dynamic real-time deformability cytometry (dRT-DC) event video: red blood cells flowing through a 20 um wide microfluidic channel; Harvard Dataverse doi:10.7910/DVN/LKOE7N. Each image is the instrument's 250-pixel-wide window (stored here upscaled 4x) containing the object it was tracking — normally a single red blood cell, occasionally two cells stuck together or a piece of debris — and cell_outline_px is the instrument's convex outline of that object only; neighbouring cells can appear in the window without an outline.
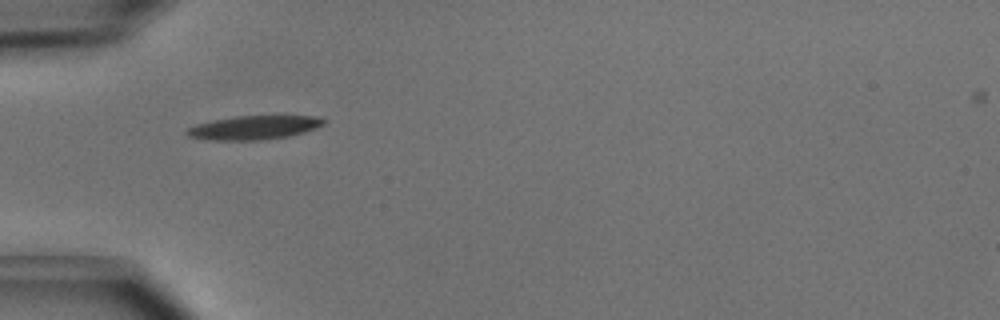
{"species": "common noctule bat (a hibernating species)", "species_latin": "Nyctalus noctula", "temperature_condition": "cold", "stored_images_in_passage": 3, "camera_frame_rate_fps": 3000, "um_per_image_px": 0.085, "animal": {"sex": "male", "body_mass_g": 15.6}, "frame": {"image": 1, "passage_image": 1, "time_ms": 0.0, "image_size_px": [1000, 320], "cell_outline_px": [[328, 120], [324, 124], [316, 128], [304, 132], [288, 136], [260, 140], [212, 140], [188, 136], [184, 132], [188, 128], [196, 124], [212, 120], [236, 116], [320, 116]], "centroid_in_image_um": [21.61, 10.83], "position_along_channel_um": 63.4, "area_um2": 19.02}}
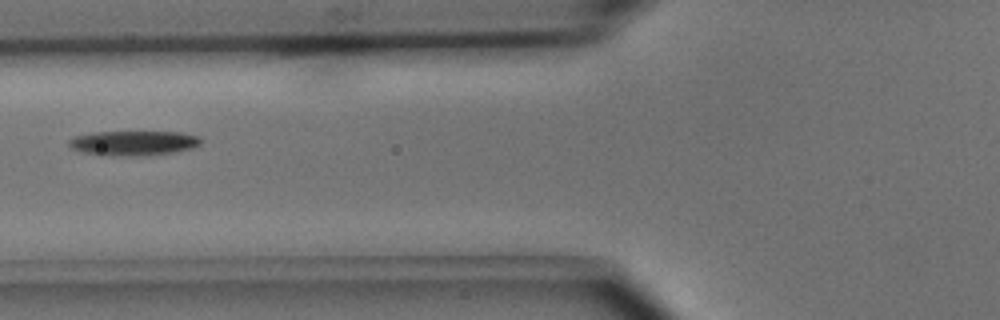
{"frame": {"image": 2, "passage_image": 2, "time_ms": 0.333, "image_size_px": [1000, 320], "cell_outline_px": [[200, 144], [192, 148], [172, 152], [112, 156], [80, 152], [72, 148], [68, 144], [68, 140], [76, 136], [92, 132], [180, 132], [200, 136]], "centroid_in_image_um": [11.3, 12.14], "position_along_channel_um": 114.5, "area_um2": 18.61}}
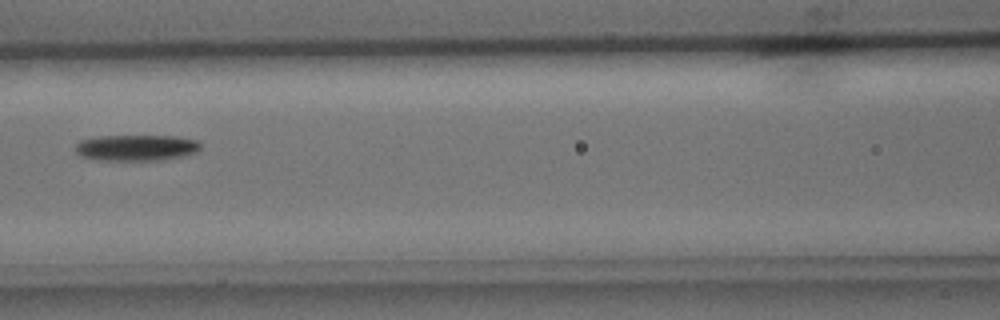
{"frame": {"image": 3, "passage_image": 3, "time_ms": 0.667, "image_size_px": [1000, 320], "cell_outline_px": [[200, 152], [184, 156], [160, 160], [100, 160], [80, 156], [76, 152], [76, 144], [80, 140], [96, 136], [176, 136], [196, 140], [200, 144]], "centroid_in_image_um": [11.6, 12.55], "position_along_channel_um": 155.0, "area_um2": 19.13}}